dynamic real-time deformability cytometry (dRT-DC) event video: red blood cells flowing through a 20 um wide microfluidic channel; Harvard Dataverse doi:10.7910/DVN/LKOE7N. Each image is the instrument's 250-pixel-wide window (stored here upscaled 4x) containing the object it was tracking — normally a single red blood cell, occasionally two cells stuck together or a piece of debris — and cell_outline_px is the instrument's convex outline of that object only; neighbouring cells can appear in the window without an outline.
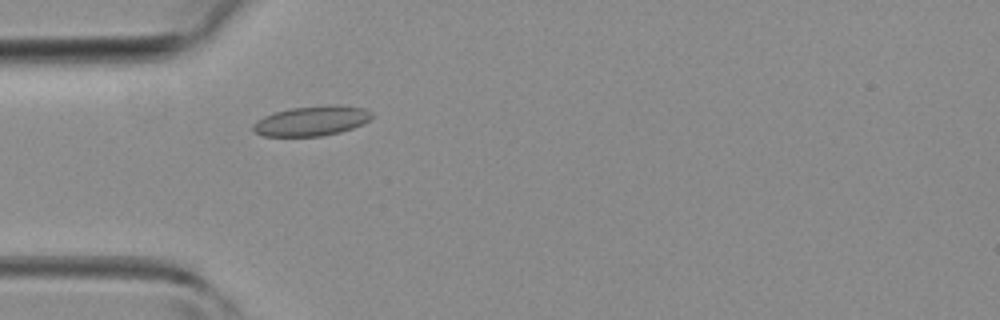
{"species": "common noctule bat (a hibernating species)", "species_latin": "Nyctalus noctula", "temperature_condition": "room temperature", "stored_images_in_passage": 42, "camera_frame_rate_fps": 3000, "um_per_image_px": 0.085, "animal": {"sex": "female", "body_mass_g": 19.3, "forearm_length_mm": 54.1}, "frame": {"image": 1, "passage_image": 11, "time_ms": 3.333, "image_size_px": [1000, 320], "cell_outline_px": [[372, 116], [364, 124], [340, 132], [320, 136], [264, 136], [256, 132], [252, 128], [252, 124], [256, 120], [264, 116], [276, 112], [292, 108], [328, 104], [336, 104], [364, 108], [372, 112]], "centroid_in_image_um": [26.5, 10.26], "position_along_channel_um": 58.5, "area_um2": 20.69}}
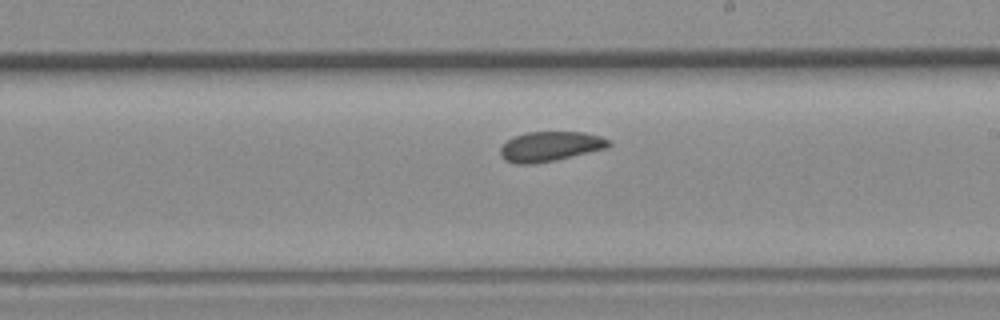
{"frame": {"image": 2, "passage_image": 23, "time_ms": 7.333, "image_size_px": [1000, 320], "cell_outline_px": [[612, 144], [608, 148], [556, 160], [532, 164], [516, 164], [504, 160], [500, 156], [500, 148], [508, 140], [516, 136], [528, 132], [584, 132], [600, 136], [612, 140]], "centroid_in_image_um": [46.8, 12.45], "position_along_channel_um": 242.2, "area_um2": 18.96}}
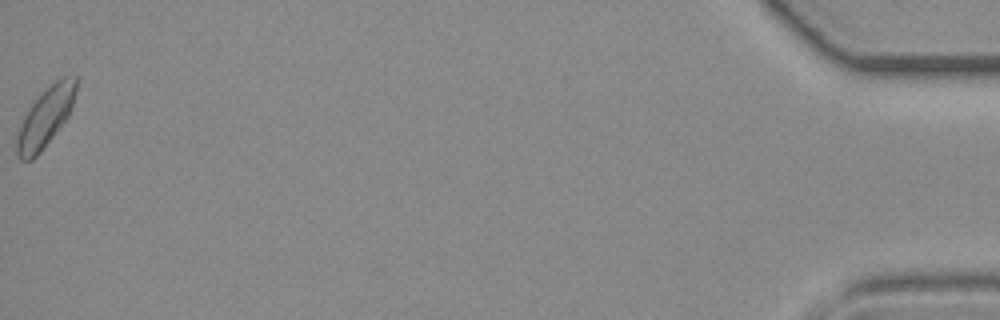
{"frame": {"image": 3, "passage_image": 42, "time_ms": 13.667, "image_size_px": [1000, 320], "cell_outline_px": [[76, 92], [68, 116], [56, 132], [40, 152], [32, 160], [20, 160], [16, 156], [16, 136], [24, 116], [28, 108], [56, 80], [64, 76], [76, 76]], "centroid_in_image_um": [3.84, 10.01], "position_along_channel_um": 431.4, "area_um2": 20.0}}